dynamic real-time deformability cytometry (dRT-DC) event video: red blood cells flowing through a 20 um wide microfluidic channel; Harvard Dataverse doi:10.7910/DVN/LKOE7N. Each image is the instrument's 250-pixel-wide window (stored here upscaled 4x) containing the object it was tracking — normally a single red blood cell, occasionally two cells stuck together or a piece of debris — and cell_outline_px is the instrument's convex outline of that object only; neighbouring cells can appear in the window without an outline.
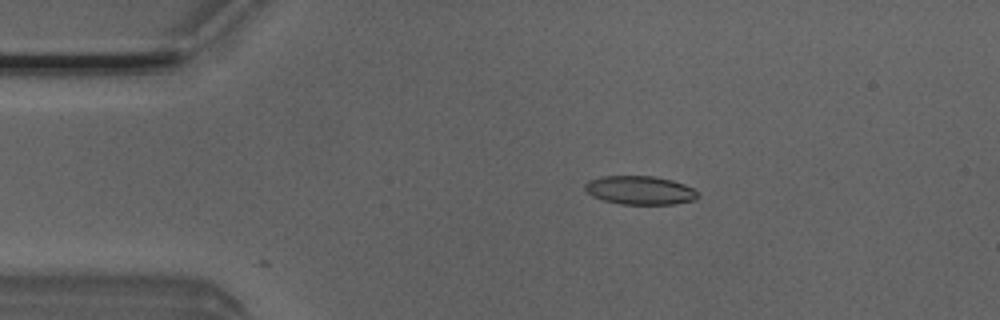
{"species": "Egyptian fruit bat (a non-hibernating species)", "species_latin": "Rousettus aegyptiacus", "temperature_condition": "room temperature", "stored_images_in_passage": 6, "camera_frame_rate_fps": 3000, "um_per_image_px": 0.085, "animal": {"sex": "male"}, "frame": {"image": 1, "passage_image": 2, "time_ms": 0.333, "image_size_px": [1000, 320], "cell_outline_px": [[700, 196], [696, 200], [676, 204], [620, 204], [604, 200], [592, 196], [584, 188], [584, 184], [588, 180], [604, 176], [652, 176], [672, 180], [684, 184], [692, 188]], "centroid_in_image_um": [54.4, 16.17], "position_along_channel_um": 30.6, "area_um2": 18.84}}
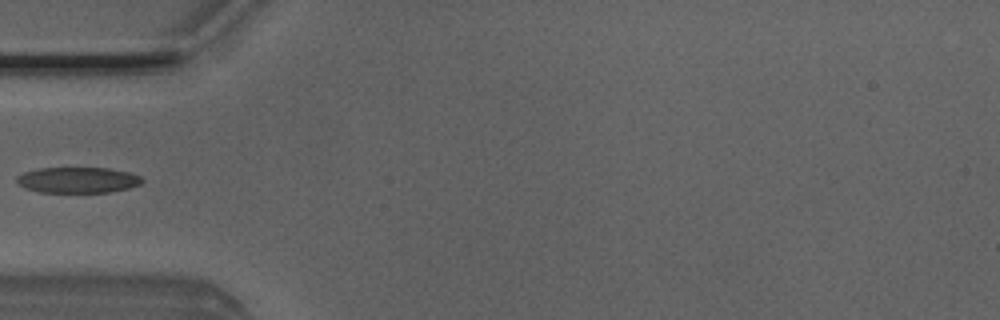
{"frame": {"image": 2, "passage_image": 4, "time_ms": 1.0, "image_size_px": [1000, 320], "cell_outline_px": [[144, 180], [140, 184], [128, 188], [112, 192], [40, 192], [24, 188], [16, 184], [16, 176], [24, 172], [40, 168], [108, 168], [128, 172], [140, 176]], "centroid_in_image_um": [6.58, 15.3], "position_along_channel_um": 78.4, "area_um2": 18.9}}